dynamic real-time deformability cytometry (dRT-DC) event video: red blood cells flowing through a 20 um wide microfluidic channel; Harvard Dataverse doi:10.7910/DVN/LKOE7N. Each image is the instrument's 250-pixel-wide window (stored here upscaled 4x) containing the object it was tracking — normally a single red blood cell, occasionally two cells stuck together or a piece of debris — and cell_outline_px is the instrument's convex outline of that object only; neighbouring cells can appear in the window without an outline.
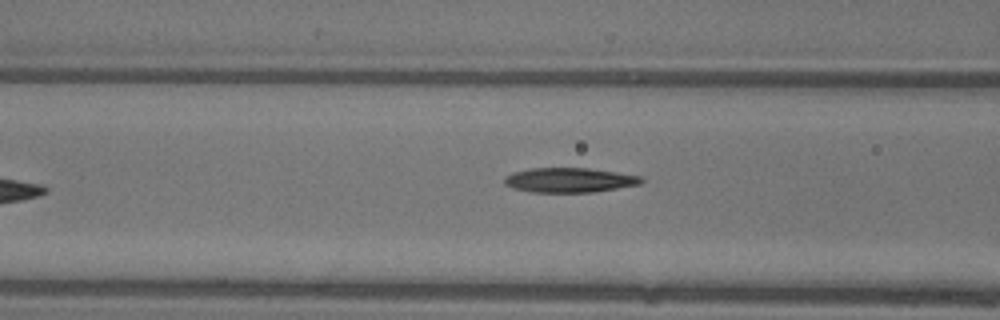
{"species": "common noctule bat (a hibernating species)", "species_latin": "Nyctalus noctula", "temperature_condition": "warm", "stored_images_in_passage": 9, "segment_of_instrument_passage": [1, 2], "camera_frame_rate_fps": 3000, "um_per_image_px": 0.085, "animal": {"sex": "female"}, "frame": {"image": 1, "passage_image": 7, "time_ms": 2.0, "image_size_px": [1000, 320], "cell_outline_px": [[644, 180], [640, 184], [592, 192], [528, 192], [512, 188], [504, 184], [504, 176], [512, 172], [532, 168], [588, 168], [616, 172], [640, 176]], "centroid_in_image_um": [48.34, 15.31], "position_along_channel_um": 118.3, "area_um2": 19.65}}
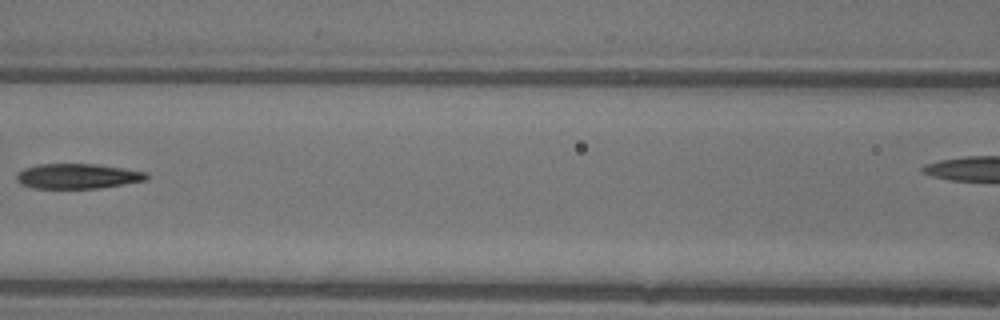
{"frame": {"image": 2, "passage_image": 8, "time_ms": 2.333, "image_size_px": [1000, 320], "cell_outline_px": [[148, 180], [100, 188], [32, 188], [20, 184], [16, 180], [16, 176], [24, 168], [36, 164], [96, 164], [124, 168], [148, 172]], "centroid_in_image_um": [6.61, 14.97], "position_along_channel_um": 160.0, "area_um2": 19.07}}